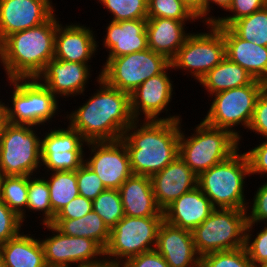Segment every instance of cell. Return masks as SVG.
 <instances>
[{
	"label": "cell",
	"instance_id": "34",
	"mask_svg": "<svg viewBox=\"0 0 267 267\" xmlns=\"http://www.w3.org/2000/svg\"><path fill=\"white\" fill-rule=\"evenodd\" d=\"M92 210L103 220L111 230L124 217V208L118 189H106L92 201Z\"/></svg>",
	"mask_w": 267,
	"mask_h": 267
},
{
	"label": "cell",
	"instance_id": "7",
	"mask_svg": "<svg viewBox=\"0 0 267 267\" xmlns=\"http://www.w3.org/2000/svg\"><path fill=\"white\" fill-rule=\"evenodd\" d=\"M43 129V130H42ZM45 128L7 123L0 137V176L40 174L41 131ZM39 135V136H38Z\"/></svg>",
	"mask_w": 267,
	"mask_h": 267
},
{
	"label": "cell",
	"instance_id": "9",
	"mask_svg": "<svg viewBox=\"0 0 267 267\" xmlns=\"http://www.w3.org/2000/svg\"><path fill=\"white\" fill-rule=\"evenodd\" d=\"M247 223V210L215 208L191 231L197 254L201 257L244 247Z\"/></svg>",
	"mask_w": 267,
	"mask_h": 267
},
{
	"label": "cell",
	"instance_id": "30",
	"mask_svg": "<svg viewBox=\"0 0 267 267\" xmlns=\"http://www.w3.org/2000/svg\"><path fill=\"white\" fill-rule=\"evenodd\" d=\"M47 181L53 213L56 215L64 206L79 195L76 171L40 173ZM50 176V177H49Z\"/></svg>",
	"mask_w": 267,
	"mask_h": 267
},
{
	"label": "cell",
	"instance_id": "3",
	"mask_svg": "<svg viewBox=\"0 0 267 267\" xmlns=\"http://www.w3.org/2000/svg\"><path fill=\"white\" fill-rule=\"evenodd\" d=\"M58 19L54 14L43 24L13 33L0 43V65L7 80L37 78L54 59Z\"/></svg>",
	"mask_w": 267,
	"mask_h": 267
},
{
	"label": "cell",
	"instance_id": "29",
	"mask_svg": "<svg viewBox=\"0 0 267 267\" xmlns=\"http://www.w3.org/2000/svg\"><path fill=\"white\" fill-rule=\"evenodd\" d=\"M64 235L85 237L96 241L103 249L106 248L110 230L102 218L93 210L78 219H54L52 222Z\"/></svg>",
	"mask_w": 267,
	"mask_h": 267
},
{
	"label": "cell",
	"instance_id": "41",
	"mask_svg": "<svg viewBox=\"0 0 267 267\" xmlns=\"http://www.w3.org/2000/svg\"><path fill=\"white\" fill-rule=\"evenodd\" d=\"M24 226L20 217L0 199V244L16 237Z\"/></svg>",
	"mask_w": 267,
	"mask_h": 267
},
{
	"label": "cell",
	"instance_id": "32",
	"mask_svg": "<svg viewBox=\"0 0 267 267\" xmlns=\"http://www.w3.org/2000/svg\"><path fill=\"white\" fill-rule=\"evenodd\" d=\"M26 211V213L33 212V214L40 212L36 215L43 216L38 217L41 218L39 221L42 226L52 224L55 219L56 215L52 211L47 181L40 174L28 176V200Z\"/></svg>",
	"mask_w": 267,
	"mask_h": 267
},
{
	"label": "cell",
	"instance_id": "45",
	"mask_svg": "<svg viewBox=\"0 0 267 267\" xmlns=\"http://www.w3.org/2000/svg\"><path fill=\"white\" fill-rule=\"evenodd\" d=\"M91 211L92 200L78 195L56 214L55 219H78Z\"/></svg>",
	"mask_w": 267,
	"mask_h": 267
},
{
	"label": "cell",
	"instance_id": "11",
	"mask_svg": "<svg viewBox=\"0 0 267 267\" xmlns=\"http://www.w3.org/2000/svg\"><path fill=\"white\" fill-rule=\"evenodd\" d=\"M202 25L207 26L206 32L205 29L192 31L170 61L173 70H182L184 76H191L196 83L225 58V41L220 27L214 23Z\"/></svg>",
	"mask_w": 267,
	"mask_h": 267
},
{
	"label": "cell",
	"instance_id": "13",
	"mask_svg": "<svg viewBox=\"0 0 267 267\" xmlns=\"http://www.w3.org/2000/svg\"><path fill=\"white\" fill-rule=\"evenodd\" d=\"M43 228L52 234L40 238L48 267H86L105 261L104 249L96 241L64 235L52 224H46Z\"/></svg>",
	"mask_w": 267,
	"mask_h": 267
},
{
	"label": "cell",
	"instance_id": "44",
	"mask_svg": "<svg viewBox=\"0 0 267 267\" xmlns=\"http://www.w3.org/2000/svg\"><path fill=\"white\" fill-rule=\"evenodd\" d=\"M249 162L250 176L260 175L267 177V138L251 149L245 150ZM263 176V177H262Z\"/></svg>",
	"mask_w": 267,
	"mask_h": 267
},
{
	"label": "cell",
	"instance_id": "28",
	"mask_svg": "<svg viewBox=\"0 0 267 267\" xmlns=\"http://www.w3.org/2000/svg\"><path fill=\"white\" fill-rule=\"evenodd\" d=\"M254 80V77L244 68L230 61L225 56V58L204 75L198 83L207 91V97H210L224 90L250 85Z\"/></svg>",
	"mask_w": 267,
	"mask_h": 267
},
{
	"label": "cell",
	"instance_id": "24",
	"mask_svg": "<svg viewBox=\"0 0 267 267\" xmlns=\"http://www.w3.org/2000/svg\"><path fill=\"white\" fill-rule=\"evenodd\" d=\"M225 41V56L239 64L254 79L267 84V46L239 38L229 27H220Z\"/></svg>",
	"mask_w": 267,
	"mask_h": 267
},
{
	"label": "cell",
	"instance_id": "5",
	"mask_svg": "<svg viewBox=\"0 0 267 267\" xmlns=\"http://www.w3.org/2000/svg\"><path fill=\"white\" fill-rule=\"evenodd\" d=\"M182 126L179 157L197 176L226 160L242 146L230 131L209 126L202 119L195 128L190 129L193 130L190 136H187Z\"/></svg>",
	"mask_w": 267,
	"mask_h": 267
},
{
	"label": "cell",
	"instance_id": "36",
	"mask_svg": "<svg viewBox=\"0 0 267 267\" xmlns=\"http://www.w3.org/2000/svg\"><path fill=\"white\" fill-rule=\"evenodd\" d=\"M148 18H169L182 22H199L182 0H147Z\"/></svg>",
	"mask_w": 267,
	"mask_h": 267
},
{
	"label": "cell",
	"instance_id": "25",
	"mask_svg": "<svg viewBox=\"0 0 267 267\" xmlns=\"http://www.w3.org/2000/svg\"><path fill=\"white\" fill-rule=\"evenodd\" d=\"M118 190L124 215L129 217L164 216L155 201L150 177L132 174Z\"/></svg>",
	"mask_w": 267,
	"mask_h": 267
},
{
	"label": "cell",
	"instance_id": "40",
	"mask_svg": "<svg viewBox=\"0 0 267 267\" xmlns=\"http://www.w3.org/2000/svg\"><path fill=\"white\" fill-rule=\"evenodd\" d=\"M79 195L89 200H94L106 188L98 175L85 163L76 170Z\"/></svg>",
	"mask_w": 267,
	"mask_h": 267
},
{
	"label": "cell",
	"instance_id": "22",
	"mask_svg": "<svg viewBox=\"0 0 267 267\" xmlns=\"http://www.w3.org/2000/svg\"><path fill=\"white\" fill-rule=\"evenodd\" d=\"M147 19L115 22L110 20L105 26L103 47L106 58H115L148 49L146 32Z\"/></svg>",
	"mask_w": 267,
	"mask_h": 267
},
{
	"label": "cell",
	"instance_id": "51",
	"mask_svg": "<svg viewBox=\"0 0 267 267\" xmlns=\"http://www.w3.org/2000/svg\"><path fill=\"white\" fill-rule=\"evenodd\" d=\"M255 267H267V263H260L258 265H255Z\"/></svg>",
	"mask_w": 267,
	"mask_h": 267
},
{
	"label": "cell",
	"instance_id": "16",
	"mask_svg": "<svg viewBox=\"0 0 267 267\" xmlns=\"http://www.w3.org/2000/svg\"><path fill=\"white\" fill-rule=\"evenodd\" d=\"M88 155L85 153V164L94 171L106 189H119L133 174L130 158L124 142L100 141L87 142ZM88 156V157H87Z\"/></svg>",
	"mask_w": 267,
	"mask_h": 267
},
{
	"label": "cell",
	"instance_id": "10",
	"mask_svg": "<svg viewBox=\"0 0 267 267\" xmlns=\"http://www.w3.org/2000/svg\"><path fill=\"white\" fill-rule=\"evenodd\" d=\"M164 216L124 217L110 230L105 261L121 265L127 259L155 249Z\"/></svg>",
	"mask_w": 267,
	"mask_h": 267
},
{
	"label": "cell",
	"instance_id": "48",
	"mask_svg": "<svg viewBox=\"0 0 267 267\" xmlns=\"http://www.w3.org/2000/svg\"><path fill=\"white\" fill-rule=\"evenodd\" d=\"M232 2L233 0H207V24L214 23L217 20V17H215V15L213 16V12H211V10L213 11L212 7L214 6L212 4H215L217 7H220L224 11H227Z\"/></svg>",
	"mask_w": 267,
	"mask_h": 267
},
{
	"label": "cell",
	"instance_id": "1",
	"mask_svg": "<svg viewBox=\"0 0 267 267\" xmlns=\"http://www.w3.org/2000/svg\"><path fill=\"white\" fill-rule=\"evenodd\" d=\"M95 80L99 88L78 108L66 111L64 121L86 142L120 140L134 121L130 94L110 87L98 74Z\"/></svg>",
	"mask_w": 267,
	"mask_h": 267
},
{
	"label": "cell",
	"instance_id": "21",
	"mask_svg": "<svg viewBox=\"0 0 267 267\" xmlns=\"http://www.w3.org/2000/svg\"><path fill=\"white\" fill-rule=\"evenodd\" d=\"M155 250L170 267H200L192 232L170 225L165 220L158 229Z\"/></svg>",
	"mask_w": 267,
	"mask_h": 267
},
{
	"label": "cell",
	"instance_id": "37",
	"mask_svg": "<svg viewBox=\"0 0 267 267\" xmlns=\"http://www.w3.org/2000/svg\"><path fill=\"white\" fill-rule=\"evenodd\" d=\"M200 267H255L245 247L211 252L200 257Z\"/></svg>",
	"mask_w": 267,
	"mask_h": 267
},
{
	"label": "cell",
	"instance_id": "12",
	"mask_svg": "<svg viewBox=\"0 0 267 267\" xmlns=\"http://www.w3.org/2000/svg\"><path fill=\"white\" fill-rule=\"evenodd\" d=\"M105 63V64H104ZM99 76L110 86L132 94L145 80L161 74L171 63L151 49L106 58Z\"/></svg>",
	"mask_w": 267,
	"mask_h": 267
},
{
	"label": "cell",
	"instance_id": "15",
	"mask_svg": "<svg viewBox=\"0 0 267 267\" xmlns=\"http://www.w3.org/2000/svg\"><path fill=\"white\" fill-rule=\"evenodd\" d=\"M172 69L170 64L161 74L145 80L130 95L131 113L134 120H182L180 114L171 115L169 112L171 108H168L173 95H176L173 90L174 81L170 77ZM162 113H165V117L161 115Z\"/></svg>",
	"mask_w": 267,
	"mask_h": 267
},
{
	"label": "cell",
	"instance_id": "49",
	"mask_svg": "<svg viewBox=\"0 0 267 267\" xmlns=\"http://www.w3.org/2000/svg\"><path fill=\"white\" fill-rule=\"evenodd\" d=\"M6 109L2 98L0 99V137L5 125L7 124Z\"/></svg>",
	"mask_w": 267,
	"mask_h": 267
},
{
	"label": "cell",
	"instance_id": "17",
	"mask_svg": "<svg viewBox=\"0 0 267 267\" xmlns=\"http://www.w3.org/2000/svg\"><path fill=\"white\" fill-rule=\"evenodd\" d=\"M52 0H0V43L9 35L48 21L56 12Z\"/></svg>",
	"mask_w": 267,
	"mask_h": 267
},
{
	"label": "cell",
	"instance_id": "31",
	"mask_svg": "<svg viewBox=\"0 0 267 267\" xmlns=\"http://www.w3.org/2000/svg\"><path fill=\"white\" fill-rule=\"evenodd\" d=\"M0 199L25 222L28 176H0Z\"/></svg>",
	"mask_w": 267,
	"mask_h": 267
},
{
	"label": "cell",
	"instance_id": "19",
	"mask_svg": "<svg viewBox=\"0 0 267 267\" xmlns=\"http://www.w3.org/2000/svg\"><path fill=\"white\" fill-rule=\"evenodd\" d=\"M93 27L71 22L57 25L54 58L69 62L88 64L97 57L100 43ZM91 60V61H90Z\"/></svg>",
	"mask_w": 267,
	"mask_h": 267
},
{
	"label": "cell",
	"instance_id": "50",
	"mask_svg": "<svg viewBox=\"0 0 267 267\" xmlns=\"http://www.w3.org/2000/svg\"><path fill=\"white\" fill-rule=\"evenodd\" d=\"M86 267H120V265L113 264L111 262L104 261L101 264L94 265V266H86Z\"/></svg>",
	"mask_w": 267,
	"mask_h": 267
},
{
	"label": "cell",
	"instance_id": "33",
	"mask_svg": "<svg viewBox=\"0 0 267 267\" xmlns=\"http://www.w3.org/2000/svg\"><path fill=\"white\" fill-rule=\"evenodd\" d=\"M229 28L241 39L267 46V6L236 20Z\"/></svg>",
	"mask_w": 267,
	"mask_h": 267
},
{
	"label": "cell",
	"instance_id": "2",
	"mask_svg": "<svg viewBox=\"0 0 267 267\" xmlns=\"http://www.w3.org/2000/svg\"><path fill=\"white\" fill-rule=\"evenodd\" d=\"M183 120H134L124 131V142L135 175L151 177L179 156Z\"/></svg>",
	"mask_w": 267,
	"mask_h": 267
},
{
	"label": "cell",
	"instance_id": "4",
	"mask_svg": "<svg viewBox=\"0 0 267 267\" xmlns=\"http://www.w3.org/2000/svg\"><path fill=\"white\" fill-rule=\"evenodd\" d=\"M250 178L249 162L240 148L226 160L198 176V187L214 208L247 210L246 178ZM247 199V200H246Z\"/></svg>",
	"mask_w": 267,
	"mask_h": 267
},
{
	"label": "cell",
	"instance_id": "52",
	"mask_svg": "<svg viewBox=\"0 0 267 267\" xmlns=\"http://www.w3.org/2000/svg\"><path fill=\"white\" fill-rule=\"evenodd\" d=\"M0 267H6L1 256H0Z\"/></svg>",
	"mask_w": 267,
	"mask_h": 267
},
{
	"label": "cell",
	"instance_id": "8",
	"mask_svg": "<svg viewBox=\"0 0 267 267\" xmlns=\"http://www.w3.org/2000/svg\"><path fill=\"white\" fill-rule=\"evenodd\" d=\"M266 87V83L255 79L250 85L211 95L210 108L202 120L209 126L230 131L241 141L244 138L238 126L248 132L258 96Z\"/></svg>",
	"mask_w": 267,
	"mask_h": 267
},
{
	"label": "cell",
	"instance_id": "38",
	"mask_svg": "<svg viewBox=\"0 0 267 267\" xmlns=\"http://www.w3.org/2000/svg\"><path fill=\"white\" fill-rule=\"evenodd\" d=\"M254 230L255 224L247 223L244 247L247 251L248 257L254 265L267 263V224L257 231L256 234L254 233Z\"/></svg>",
	"mask_w": 267,
	"mask_h": 267
},
{
	"label": "cell",
	"instance_id": "42",
	"mask_svg": "<svg viewBox=\"0 0 267 267\" xmlns=\"http://www.w3.org/2000/svg\"><path fill=\"white\" fill-rule=\"evenodd\" d=\"M252 198L247 208L248 223L267 224V181L259 185Z\"/></svg>",
	"mask_w": 267,
	"mask_h": 267
},
{
	"label": "cell",
	"instance_id": "26",
	"mask_svg": "<svg viewBox=\"0 0 267 267\" xmlns=\"http://www.w3.org/2000/svg\"><path fill=\"white\" fill-rule=\"evenodd\" d=\"M186 23L169 18H147L148 48L171 61L192 32L185 28Z\"/></svg>",
	"mask_w": 267,
	"mask_h": 267
},
{
	"label": "cell",
	"instance_id": "47",
	"mask_svg": "<svg viewBox=\"0 0 267 267\" xmlns=\"http://www.w3.org/2000/svg\"><path fill=\"white\" fill-rule=\"evenodd\" d=\"M182 2L199 19L200 23L207 24V0H182Z\"/></svg>",
	"mask_w": 267,
	"mask_h": 267
},
{
	"label": "cell",
	"instance_id": "46",
	"mask_svg": "<svg viewBox=\"0 0 267 267\" xmlns=\"http://www.w3.org/2000/svg\"><path fill=\"white\" fill-rule=\"evenodd\" d=\"M120 267H170L155 249L127 259Z\"/></svg>",
	"mask_w": 267,
	"mask_h": 267
},
{
	"label": "cell",
	"instance_id": "27",
	"mask_svg": "<svg viewBox=\"0 0 267 267\" xmlns=\"http://www.w3.org/2000/svg\"><path fill=\"white\" fill-rule=\"evenodd\" d=\"M22 230L16 237L0 244V256L6 267H47L40 237Z\"/></svg>",
	"mask_w": 267,
	"mask_h": 267
},
{
	"label": "cell",
	"instance_id": "14",
	"mask_svg": "<svg viewBox=\"0 0 267 267\" xmlns=\"http://www.w3.org/2000/svg\"><path fill=\"white\" fill-rule=\"evenodd\" d=\"M49 128L41 134L42 172L76 171L85 162V145L82 135L69 125Z\"/></svg>",
	"mask_w": 267,
	"mask_h": 267
},
{
	"label": "cell",
	"instance_id": "39",
	"mask_svg": "<svg viewBox=\"0 0 267 267\" xmlns=\"http://www.w3.org/2000/svg\"><path fill=\"white\" fill-rule=\"evenodd\" d=\"M267 6V0H233L226 12L227 16H219L214 22L219 27H230L236 20L247 17ZM231 13V14H230Z\"/></svg>",
	"mask_w": 267,
	"mask_h": 267
},
{
	"label": "cell",
	"instance_id": "23",
	"mask_svg": "<svg viewBox=\"0 0 267 267\" xmlns=\"http://www.w3.org/2000/svg\"><path fill=\"white\" fill-rule=\"evenodd\" d=\"M214 209L210 199L197 186L177 198L163 214L168 224L193 231Z\"/></svg>",
	"mask_w": 267,
	"mask_h": 267
},
{
	"label": "cell",
	"instance_id": "18",
	"mask_svg": "<svg viewBox=\"0 0 267 267\" xmlns=\"http://www.w3.org/2000/svg\"><path fill=\"white\" fill-rule=\"evenodd\" d=\"M92 67L88 64L51 59L37 79L58 99L84 96L87 92ZM65 98V99H64Z\"/></svg>",
	"mask_w": 267,
	"mask_h": 267
},
{
	"label": "cell",
	"instance_id": "6",
	"mask_svg": "<svg viewBox=\"0 0 267 267\" xmlns=\"http://www.w3.org/2000/svg\"><path fill=\"white\" fill-rule=\"evenodd\" d=\"M5 80L12 89L11 100L3 101L8 123L45 127L53 118H64L58 98L37 78Z\"/></svg>",
	"mask_w": 267,
	"mask_h": 267
},
{
	"label": "cell",
	"instance_id": "35",
	"mask_svg": "<svg viewBox=\"0 0 267 267\" xmlns=\"http://www.w3.org/2000/svg\"><path fill=\"white\" fill-rule=\"evenodd\" d=\"M115 22L147 19V0H97Z\"/></svg>",
	"mask_w": 267,
	"mask_h": 267
},
{
	"label": "cell",
	"instance_id": "20",
	"mask_svg": "<svg viewBox=\"0 0 267 267\" xmlns=\"http://www.w3.org/2000/svg\"><path fill=\"white\" fill-rule=\"evenodd\" d=\"M150 179L155 201L162 211L198 186V176L179 156Z\"/></svg>",
	"mask_w": 267,
	"mask_h": 267
},
{
	"label": "cell",
	"instance_id": "43",
	"mask_svg": "<svg viewBox=\"0 0 267 267\" xmlns=\"http://www.w3.org/2000/svg\"><path fill=\"white\" fill-rule=\"evenodd\" d=\"M248 131L267 138V87L258 96Z\"/></svg>",
	"mask_w": 267,
	"mask_h": 267
}]
</instances>
